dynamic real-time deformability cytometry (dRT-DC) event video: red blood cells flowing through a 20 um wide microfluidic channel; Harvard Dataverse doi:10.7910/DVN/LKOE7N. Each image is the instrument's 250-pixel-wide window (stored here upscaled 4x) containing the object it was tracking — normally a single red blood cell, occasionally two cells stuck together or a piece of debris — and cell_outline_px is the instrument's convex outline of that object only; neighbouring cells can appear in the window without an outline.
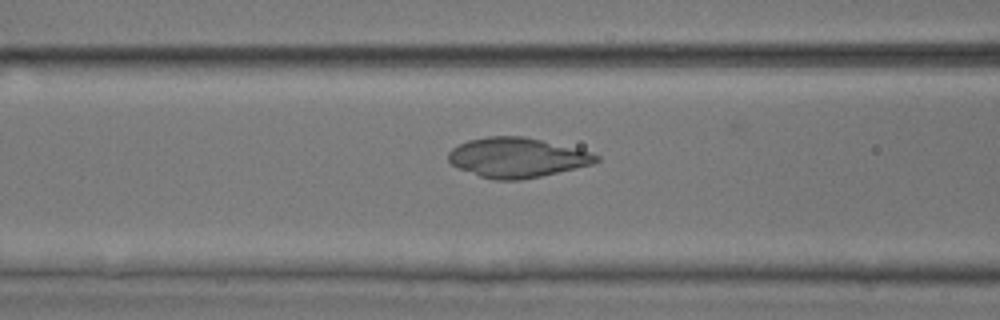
{"species": "common noctule bat (a hibernating species)", "species_latin": "Nyctalus noctula", "temperature_condition": "room temperature", "stored_images_in_passage": 25, "camera_frame_rate_fps": 3000, "um_per_image_px": 0.085, "animal": {"sex": "male", "body_mass_g": 17.9, "forearm_length_mm": 54.2}, "frame": {"image": 1, "passage_image": 14, "time_ms": 4.333, "image_size_px": [1000, 320], "cell_outline_px": [[600, 160], [592, 164], [540, 176], [520, 180], [496, 180], [480, 176], [460, 168], [452, 164], [448, 160], [448, 152], [452, 148], [468, 140], [488, 136], [524, 136], [592, 152], [600, 156]], "centroid_in_image_um": [43.95, 13.39], "position_along_channel_um": 122.7, "area_um2": 33.93}}
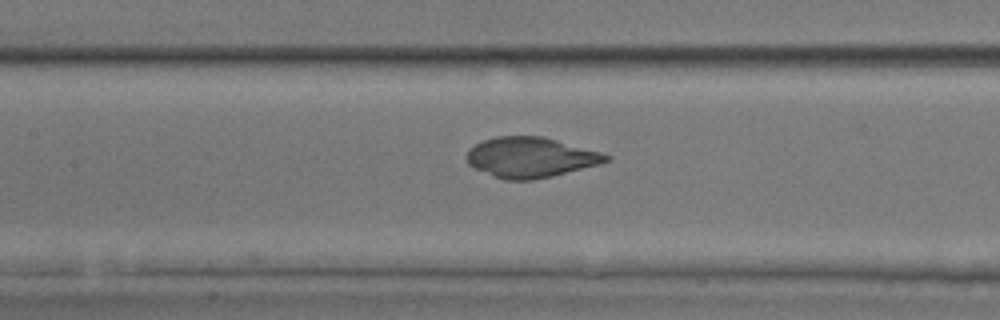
{"frame": {"image": 2, "passage_image": 17, "time_ms": 5.333, "image_size_px": [1000, 320], "cell_outline_px": [[612, 160], [600, 164], [552, 176], [532, 180], [504, 180], [492, 176], [468, 164], [464, 156], [468, 148], [484, 140], [496, 136], [544, 136], [600, 152], [612, 156]], "centroid_in_image_um": [45.09, 13.37], "position_along_channel_um": 162.3, "area_um2": 32.89}}